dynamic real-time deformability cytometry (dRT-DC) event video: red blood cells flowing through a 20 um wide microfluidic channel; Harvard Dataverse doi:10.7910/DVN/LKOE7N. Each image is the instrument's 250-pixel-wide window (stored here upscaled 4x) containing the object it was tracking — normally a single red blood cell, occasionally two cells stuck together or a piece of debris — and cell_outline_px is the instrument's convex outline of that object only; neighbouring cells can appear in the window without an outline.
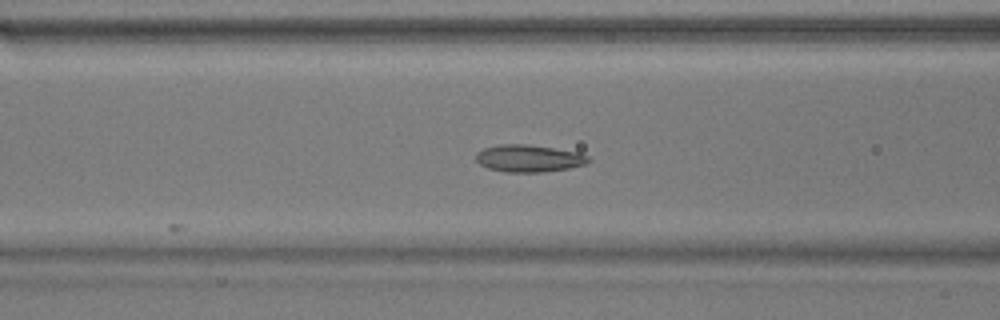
{"species": "common noctule bat (a hibernating species)", "species_latin": "Nyctalus noctula", "temperature_condition": "warm", "stored_images_in_passage": 42, "camera_frame_rate_fps": 3000, "um_per_image_px": 0.085, "animal": {"sex": "male", "body_mass_g": 17.9}, "frame": {"image": 1, "passage_image": 10, "time_ms": 3.0, "image_size_px": [1000, 320], "cell_outline_px": [[592, 160], [588, 164], [568, 168], [544, 172], [504, 172], [488, 168], [480, 164], [476, 160], [476, 152], [484, 148], [500, 144], [528, 144], [580, 152], [588, 156]], "centroid_in_image_um": [44.98, 13.46], "position_along_channel_um": 121.6, "area_um2": 18.03}}
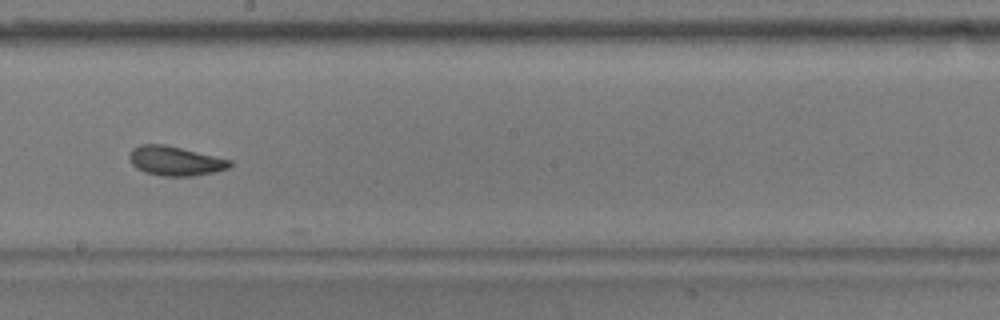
{"frame": {"image": 2, "passage_image": 19, "time_ms": 6.0, "image_size_px": [1000, 320], "cell_outline_px": [[232, 164], [228, 168], [216, 172], [192, 176], [160, 176], [144, 172], [136, 168], [132, 164], [128, 156], [132, 148], [140, 144], [164, 144], [232, 160]], "centroid_in_image_um": [14.87, 13.68], "position_along_channel_um": 233.3, "area_um2": 17.28}}
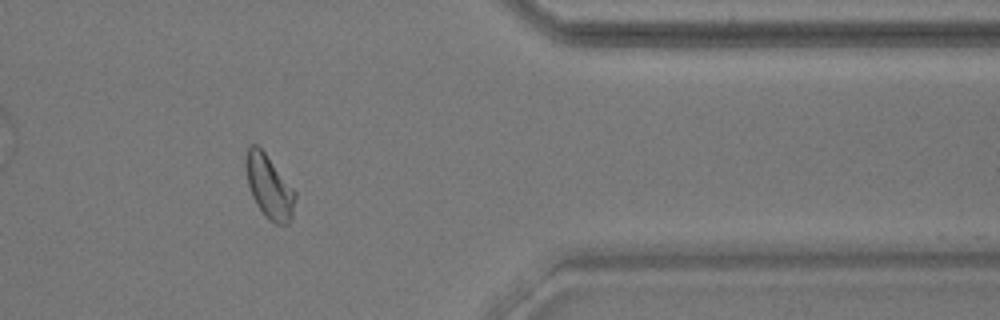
{"frame": {"image": 3, "passage_image": 33, "time_ms": 10.667, "image_size_px": [1000, 320], "cell_outline_px": [[296, 196], [292, 216], [288, 224], [276, 224], [268, 220], [264, 216], [256, 204], [252, 196], [248, 184], [244, 164], [244, 156], [248, 148], [252, 144], [256, 144], [264, 152], [296, 192]], "centroid_in_image_um": [22.85, 15.88], "position_along_channel_um": 388.5, "area_um2": 18.21}, "authors_computed_cell_mechanics": {"area_um2": 18.0336, "velocity_mm_per_s": 3.73, "shape_relaxation_time_tau1_ms": null, "shape_relaxation_time_tau2_ms": 4.2019, "deformation_change_tau1": null, "deformation_change_tau2": 0.0935}}